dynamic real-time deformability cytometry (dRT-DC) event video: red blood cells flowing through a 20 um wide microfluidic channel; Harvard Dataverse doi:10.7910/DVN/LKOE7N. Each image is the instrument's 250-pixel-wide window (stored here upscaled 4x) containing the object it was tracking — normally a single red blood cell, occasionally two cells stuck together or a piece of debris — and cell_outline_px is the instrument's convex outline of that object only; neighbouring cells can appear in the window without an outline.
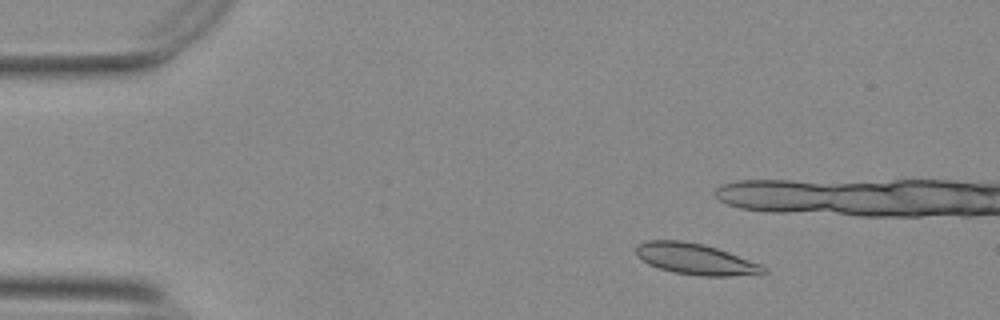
{"species": "Egyptian fruit bat (a non-hibernating species)", "species_latin": "Rousettus aegyptiacus", "temperature_condition": "warm", "stored_images_in_passage": 56, "camera_frame_rate_fps": 3000, "um_per_image_px": 0.085, "animal": {"sex": "female"}, "frame": {"image": 1, "passage_image": 9, "time_ms": 2.667, "image_size_px": [1000, 320], "cell_outline_px": [[768, 272], [764, 276], [700, 276], [676, 272], [660, 268], [648, 264], [636, 256], [636, 244], [648, 240], [680, 240], [704, 244], [728, 252], [760, 264], [768, 268]], "centroid_in_image_um": [59.19, 22.04], "position_along_channel_um": 25.8, "area_um2": 23.41}, "authors_computed_cell_mechanics": {"area_um2": 22.2241, "velocity_mm_per_s": 3.713, "shape_relaxation_time_tau1_ms": null, "shape_relaxation_time_tau2_ms": 5.9209, "deformation_change_tau1": null, "deformation_change_tau2": 0.1149}}